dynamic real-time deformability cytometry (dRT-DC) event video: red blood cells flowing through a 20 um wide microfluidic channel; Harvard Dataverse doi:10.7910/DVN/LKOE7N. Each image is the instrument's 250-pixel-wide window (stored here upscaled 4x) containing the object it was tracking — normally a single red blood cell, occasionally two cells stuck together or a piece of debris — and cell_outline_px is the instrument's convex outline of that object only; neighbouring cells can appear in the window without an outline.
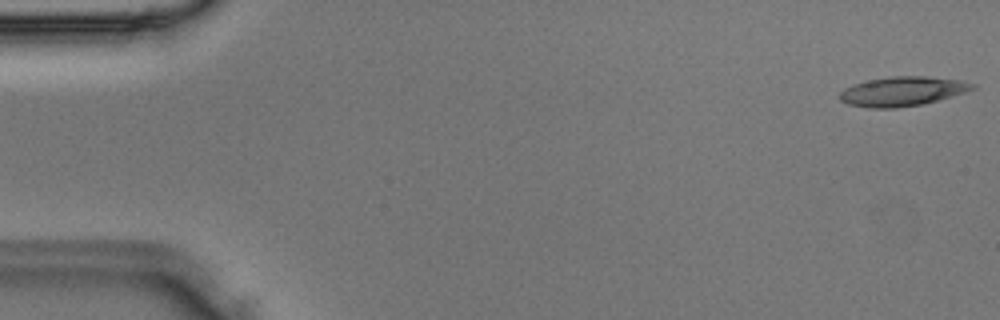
{"species": "Egyptian fruit bat (a non-hibernating species)", "species_latin": "Rousettus aegyptiacus", "temperature_condition": "room temperature", "stored_images_in_passage": 8, "camera_frame_rate_fps": 3000, "um_per_image_px": 0.085, "animal": {"sex": "male"}, "frame": {"image": 1, "passage_image": 1, "time_ms": 0.0, "image_size_px": [1000, 320], "cell_outline_px": [[976, 88], [964, 92], [936, 100], [920, 104], [896, 108], [868, 108], [848, 104], [840, 100], [840, 92], [844, 88], [852, 84], [868, 80], [888, 76], [928, 76], [960, 80], [976, 84]], "centroid_in_image_um": [76.67, 7.75], "position_along_channel_um": 8.3, "area_um2": 22.66}}